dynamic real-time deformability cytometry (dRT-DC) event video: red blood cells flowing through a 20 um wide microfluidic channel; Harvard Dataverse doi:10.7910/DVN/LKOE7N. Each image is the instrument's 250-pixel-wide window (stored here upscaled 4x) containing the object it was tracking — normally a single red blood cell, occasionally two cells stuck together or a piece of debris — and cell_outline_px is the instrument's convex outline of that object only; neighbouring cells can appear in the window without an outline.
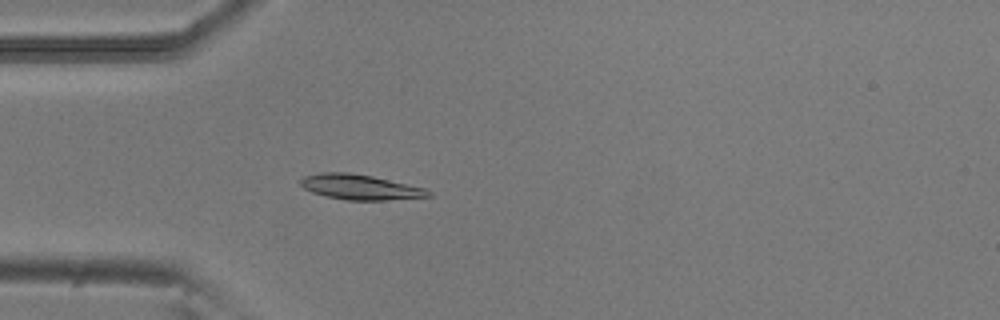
{"species": "common noctule bat (a hibernating species)", "species_latin": "Nyctalus noctula", "temperature_condition": "room temperature", "stored_images_in_passage": 5, "camera_frame_rate_fps": 3000, "um_per_image_px": 0.085, "animal": {"sex": "male", "body_mass_g": 20.5, "forearm_length_mm": 52.5}, "frame": {"image": 1, "passage_image": 5, "time_ms": 1.333, "image_size_px": [1000, 320], "cell_outline_px": [[432, 196], [388, 200], [348, 200], [324, 196], [312, 192], [304, 188], [300, 184], [300, 180], [304, 176], [320, 172], [348, 172], [372, 176], [424, 188], [432, 192]], "centroid_in_image_um": [30.58, 15.9], "position_along_channel_um": 54.4, "area_um2": 18.67}}